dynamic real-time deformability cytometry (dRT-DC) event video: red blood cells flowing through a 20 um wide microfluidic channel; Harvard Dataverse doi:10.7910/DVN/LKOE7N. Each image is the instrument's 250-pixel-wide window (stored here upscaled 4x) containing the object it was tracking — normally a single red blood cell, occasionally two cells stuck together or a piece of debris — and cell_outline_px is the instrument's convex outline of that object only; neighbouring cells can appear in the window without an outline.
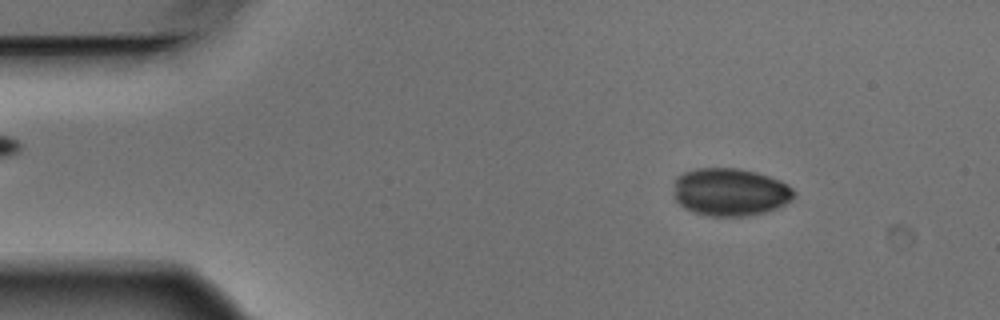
{"species": "Egyptian fruit bat (a non-hibernating species)", "species_latin": "Rousettus aegyptiacus", "temperature_condition": "warm", "stored_images_in_passage": 4, "camera_frame_rate_fps": 3000, "um_per_image_px": 0.085, "animal": {"sex": "male"}, "frame": {"image": 1, "passage_image": 2, "time_ms": 0.333, "image_size_px": [1000, 320], "cell_outline_px": [[796, 196], [792, 200], [776, 208], [764, 212], [744, 216], [708, 216], [684, 208], [676, 200], [676, 176], [684, 172], [696, 168], [736, 168], [756, 172], [780, 180], [788, 184], [796, 192]], "centroid_in_image_um": [62.1, 16.31], "position_along_channel_um": 22.9, "area_um2": 33.35}}